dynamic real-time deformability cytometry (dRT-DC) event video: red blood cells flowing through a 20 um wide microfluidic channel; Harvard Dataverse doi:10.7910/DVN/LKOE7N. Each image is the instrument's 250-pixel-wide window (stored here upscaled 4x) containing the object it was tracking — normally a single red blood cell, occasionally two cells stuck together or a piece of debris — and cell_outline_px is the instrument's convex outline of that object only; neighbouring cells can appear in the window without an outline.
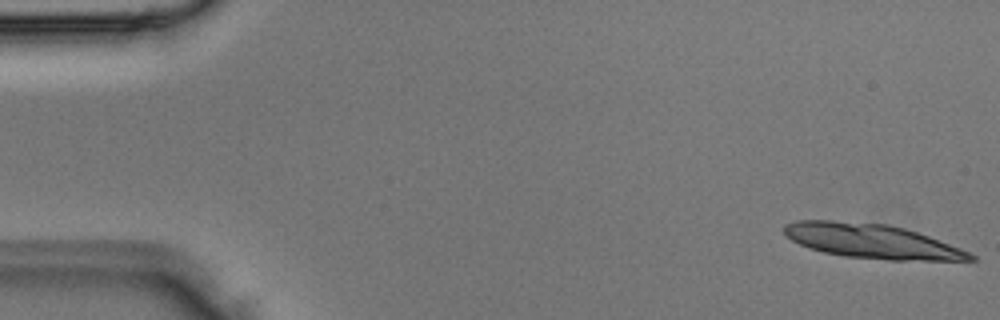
{"species": "Egyptian fruit bat (a non-hibernating species)", "species_latin": "Rousettus aegyptiacus", "temperature_condition": "room temperature", "stored_images_in_passage": 4, "camera_frame_rate_fps": 3000, "um_per_image_px": 0.085, "animal": {"sex": "male"}, "frame": {"image": 1, "passage_image": 1, "time_ms": 0.0, "image_size_px": [1000, 320], "cell_outline_px": [[976, 260], [888, 260], [848, 256], [824, 252], [808, 248], [792, 240], [784, 232], [784, 224], [796, 220], [832, 220], [888, 224], [904, 228], [928, 236], [960, 248], [976, 256]], "centroid_in_image_um": [74.08, 20.49], "position_along_channel_um": 10.9, "area_um2": 36.93}}